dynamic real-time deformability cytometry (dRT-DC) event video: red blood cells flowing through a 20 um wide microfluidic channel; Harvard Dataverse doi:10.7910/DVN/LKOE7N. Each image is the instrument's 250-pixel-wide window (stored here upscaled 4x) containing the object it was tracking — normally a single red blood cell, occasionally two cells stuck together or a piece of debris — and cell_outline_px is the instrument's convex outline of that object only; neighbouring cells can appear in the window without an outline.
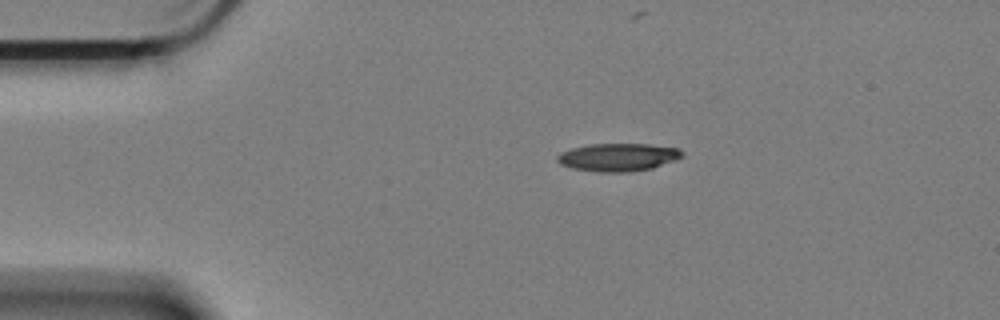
{"species": "Egyptian fruit bat (a non-hibernating species)", "species_latin": "Rousettus aegyptiacus", "temperature_condition": "cold", "stored_images_in_passage": 50, "camera_frame_rate_fps": 3000, "um_per_image_px": 0.085, "animal": {"sex": "female"}, "frame": {"image": 1, "passage_image": 1, "time_ms": 0.0, "image_size_px": [1000, 320], "cell_outline_px": [[684, 156], [676, 160], [652, 168], [628, 172], [600, 172], [572, 168], [560, 164], [556, 160], [556, 156], [560, 152], [572, 148], [592, 144], [648, 144], [680, 148], [684, 152]], "centroid_in_image_um": [52.56, 13.36], "position_along_channel_um": 32.4, "area_um2": 20.4}}
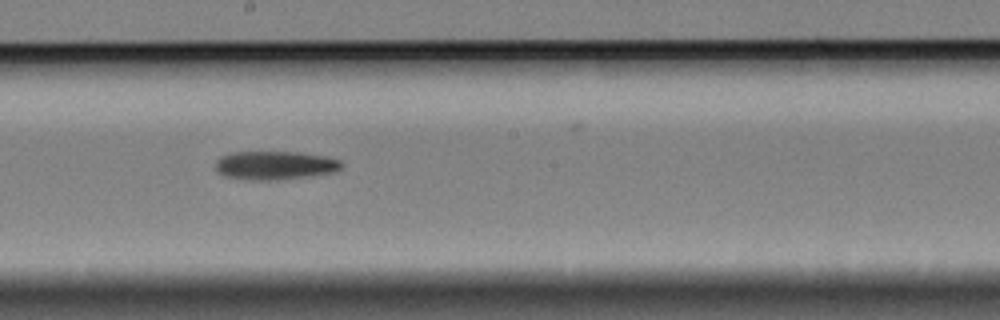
{"frame": {"image": 2, "passage_image": 22, "time_ms": 7.0, "image_size_px": [1000, 320], "cell_outline_px": [[344, 164], [336, 172], [312, 176], [276, 180], [252, 180], [224, 176], [216, 172], [216, 160], [232, 152], [296, 152], [324, 156], [340, 160]], "centroid_in_image_um": [23.39, 14.06], "position_along_channel_um": 224.8, "area_um2": 21.04}}
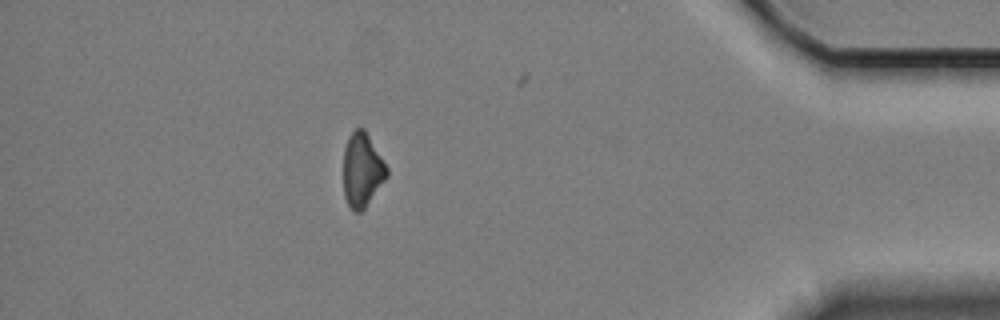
{"frame": {"image": 3, "passage_image": 42, "time_ms": 13.667, "image_size_px": [1000, 320], "cell_outline_px": [[388, 176], [364, 208], [360, 212], [352, 212], [344, 196], [344, 148], [348, 136], [356, 128], [364, 128], [388, 168]], "centroid_in_image_um": [30.77, 14.45], "position_along_channel_um": 404.4, "area_um2": 18.61}, "authors_computed_cell_mechanics": {"area_um2": 20.6635, "velocity_mm_per_s": 3.3459, "shape_relaxation_time_tau1_ms": 5.87, "shape_relaxation_time_tau2_ms": null, "deformation_change_tau1": 0.1204, "deformation_change_tau2": null}}